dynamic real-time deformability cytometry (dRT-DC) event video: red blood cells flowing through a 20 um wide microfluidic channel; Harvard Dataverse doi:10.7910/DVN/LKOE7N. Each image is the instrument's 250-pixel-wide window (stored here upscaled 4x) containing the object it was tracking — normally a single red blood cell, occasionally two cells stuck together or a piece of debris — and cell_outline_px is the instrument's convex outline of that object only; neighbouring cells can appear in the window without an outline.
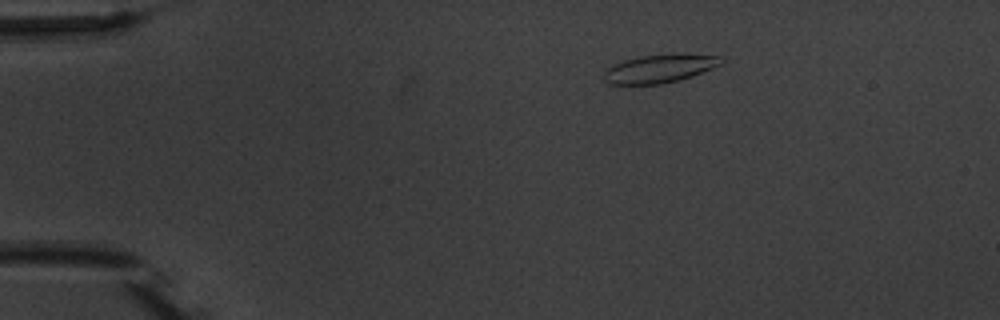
{"species": "common noctule bat (a hibernating species)", "species_latin": "Nyctalus noctula", "temperature_condition": "warm", "stored_images_in_passage": 4, "camera_frame_rate_fps": 3000, "um_per_image_px": 0.085, "animal": {"sex": "male", "body_mass_g": 20.1, "forearm_length_mm": 53.5}, "frame": {"image": 1, "passage_image": 2, "time_ms": 2.0, "image_size_px": [1000, 320], "cell_outline_px": [[724, 56], [720, 64], [712, 68], [680, 80], [660, 84], [608, 84], [604, 80], [604, 72], [608, 68], [624, 60], [640, 56]], "centroid_in_image_um": [55.98, 5.88], "position_along_channel_um": 29.0, "area_um2": 18.32}}